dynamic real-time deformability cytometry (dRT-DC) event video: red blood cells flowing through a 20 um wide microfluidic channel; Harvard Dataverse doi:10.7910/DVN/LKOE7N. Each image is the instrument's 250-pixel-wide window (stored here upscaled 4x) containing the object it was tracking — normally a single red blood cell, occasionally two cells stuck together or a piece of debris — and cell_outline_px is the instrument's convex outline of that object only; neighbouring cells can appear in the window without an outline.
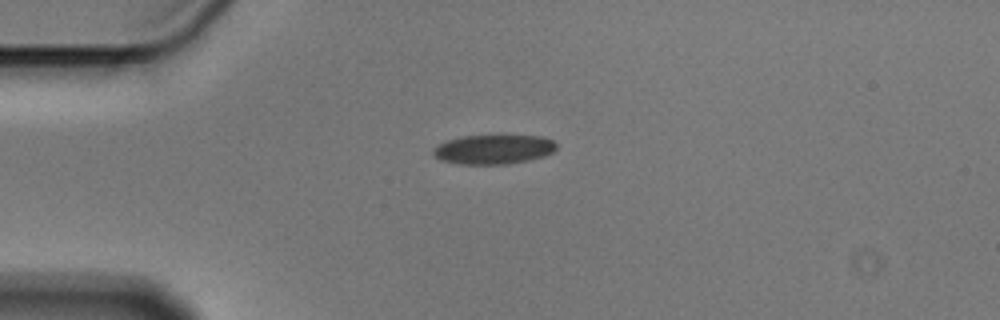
{"species": "Egyptian fruit bat (a non-hibernating species)", "species_latin": "Rousettus aegyptiacus", "temperature_condition": "cold", "stored_images_in_passage": 7, "camera_frame_rate_fps": 3000, "um_per_image_px": 0.085, "animal": {"sex": "male"}, "frame": {"image": 1, "passage_image": 1, "time_ms": 0.0, "image_size_px": [1000, 320], "cell_outline_px": [[556, 148], [552, 152], [544, 156], [528, 160], [504, 164], [460, 164], [440, 160], [432, 152], [432, 148], [448, 140], [460, 136], [508, 132], [544, 136], [552, 140], [556, 144]], "centroid_in_image_um": [41.99, 12.63], "position_along_channel_um": 43.0, "area_um2": 22.14}}
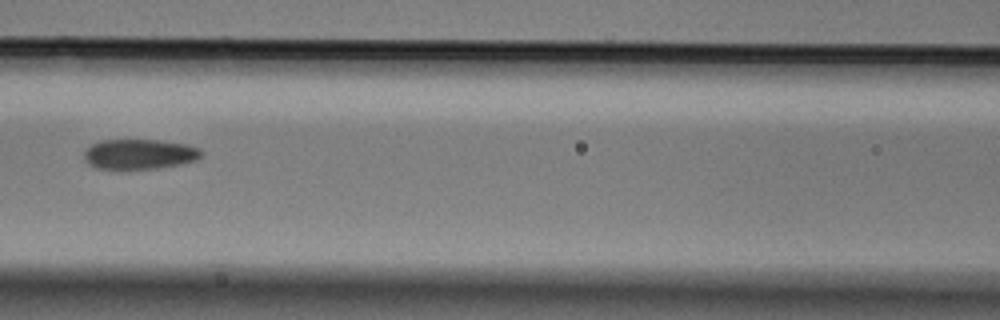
{"frame": {"image": 2, "passage_image": 4, "time_ms": 1.0, "image_size_px": [1000, 320], "cell_outline_px": [[204, 156], [196, 160], [180, 164], [160, 168], [96, 168], [88, 164], [84, 160], [84, 152], [92, 144], [100, 140], [160, 140], [188, 144], [200, 148], [204, 152]], "centroid_in_image_um": [11.91, 13.09], "position_along_channel_um": 154.7, "area_um2": 20.63}}
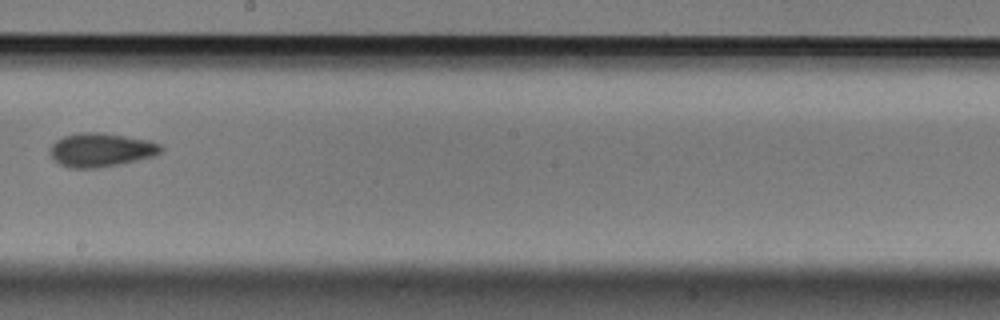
{"frame": {"image": 3, "passage_image": 6, "time_ms": 1.667, "image_size_px": [1000, 320], "cell_outline_px": [[164, 148], [156, 156], [96, 168], [68, 168], [60, 164], [48, 152], [48, 148], [56, 140], [64, 136], [76, 132], [100, 132], [152, 140], [160, 144]], "centroid_in_image_um": [8.58, 12.72], "position_along_channel_um": 239.6, "area_um2": 21.96}}